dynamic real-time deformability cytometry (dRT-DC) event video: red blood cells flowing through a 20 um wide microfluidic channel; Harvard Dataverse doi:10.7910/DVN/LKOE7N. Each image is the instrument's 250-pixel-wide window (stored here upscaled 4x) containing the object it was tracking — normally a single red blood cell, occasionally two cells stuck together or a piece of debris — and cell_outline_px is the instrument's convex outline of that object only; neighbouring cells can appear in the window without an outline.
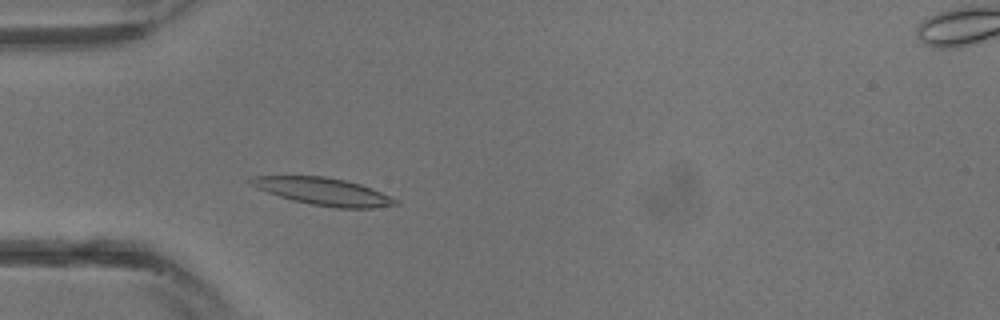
{"species": "common noctule bat (a hibernating species)", "species_latin": "Nyctalus noctula", "temperature_condition": "warm", "stored_images_in_passage": 8, "camera_frame_rate_fps": 3000, "um_per_image_px": 0.085, "animal": {"sex": "male", "body_mass_g": 13.3}, "frame": {"image": 1, "passage_image": 4, "time_ms": 1.0, "image_size_px": [1000, 320], "cell_outline_px": [[400, 204], [372, 208], [336, 208], [312, 204], [292, 200], [256, 188], [244, 180], [252, 176], [324, 176], [344, 180], [360, 184], [372, 188], [400, 200]], "centroid_in_image_um": [27.49, 16.27], "position_along_channel_um": 57.5, "area_um2": 23.12}}
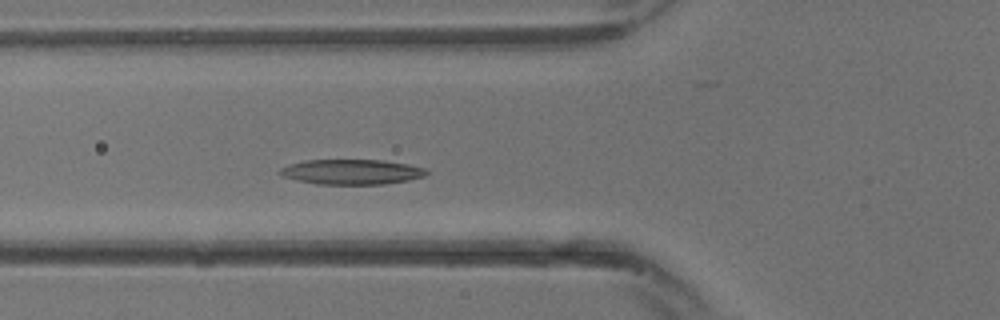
{"frame": {"image": 2, "passage_image": 6, "time_ms": 1.667, "image_size_px": [1000, 320], "cell_outline_px": [[428, 172], [424, 176], [408, 180], [384, 184], [316, 184], [296, 180], [284, 176], [276, 172], [280, 168], [288, 164], [304, 160], [384, 160], [408, 164], [424, 168]], "centroid_in_image_um": [29.85, 14.6], "position_along_channel_um": 96.0, "area_um2": 21.44}}
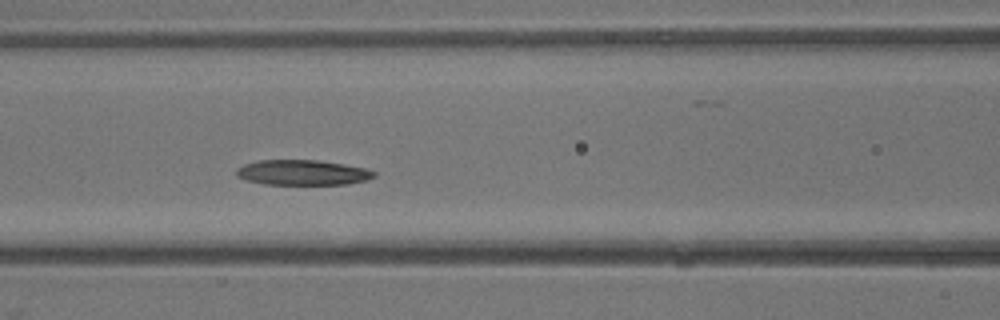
{"frame": {"image": 3, "passage_image": 8, "time_ms": 2.333, "image_size_px": [1000, 320], "cell_outline_px": [[376, 176], [368, 180], [348, 184], [264, 184], [248, 180], [236, 176], [236, 168], [244, 164], [256, 160], [320, 160], [368, 168], [376, 172]], "centroid_in_image_um": [25.75, 14.66], "position_along_channel_um": 140.8, "area_um2": 20.4}}